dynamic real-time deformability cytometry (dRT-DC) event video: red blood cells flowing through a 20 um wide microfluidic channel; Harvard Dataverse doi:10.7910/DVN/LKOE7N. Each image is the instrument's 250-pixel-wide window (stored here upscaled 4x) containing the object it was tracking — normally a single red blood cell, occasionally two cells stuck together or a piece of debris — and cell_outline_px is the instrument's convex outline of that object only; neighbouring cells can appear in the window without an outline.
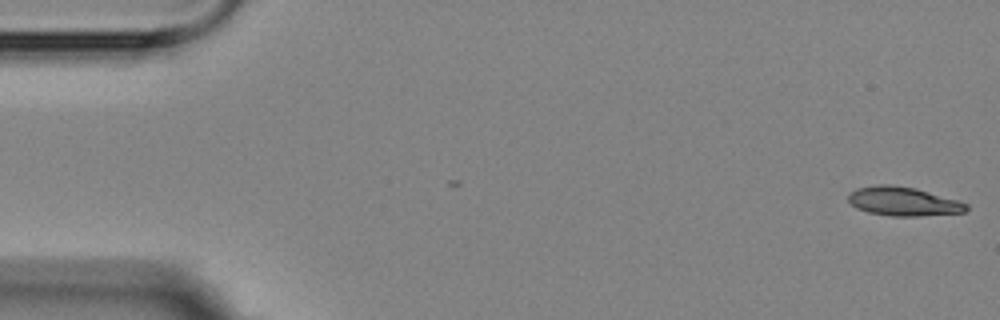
{"species": "Egyptian fruit bat (a non-hibernating species)", "species_latin": "Rousettus aegyptiacus", "temperature_condition": "room temperature", "stored_images_in_passage": 5, "camera_frame_rate_fps": 3000, "um_per_image_px": 0.085, "animal": {"sex": "female"}, "frame": {"image": 1, "passage_image": 1, "time_ms": 0.0, "image_size_px": [1000, 320], "cell_outline_px": [[968, 208], [964, 212], [920, 216], [892, 216], [868, 212], [856, 208], [848, 200], [848, 196], [856, 188], [876, 184], [892, 184], [916, 188], [960, 200], [968, 204]], "centroid_in_image_um": [76.8, 17.11], "position_along_channel_um": 8.2, "area_um2": 20.06}}